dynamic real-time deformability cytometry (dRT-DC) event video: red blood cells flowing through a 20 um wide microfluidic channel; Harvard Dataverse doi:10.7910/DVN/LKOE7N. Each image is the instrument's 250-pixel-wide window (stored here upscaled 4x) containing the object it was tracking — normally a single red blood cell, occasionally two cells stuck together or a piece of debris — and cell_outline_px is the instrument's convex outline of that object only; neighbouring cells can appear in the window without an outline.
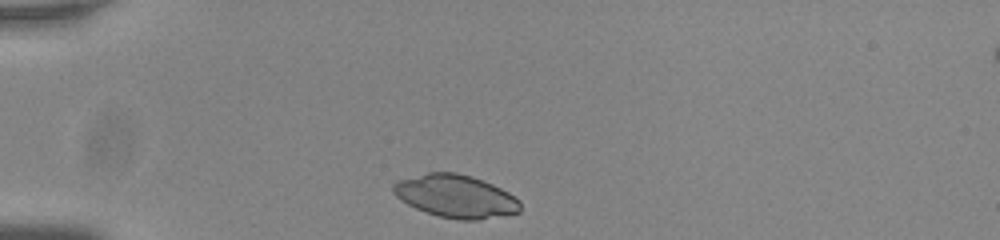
{"species": "common noctule bat (a hibernating species)", "species_latin": "Nyctalus noctula", "temperature_condition": "room temperature", "stored_images_in_passage": 32, "camera_frame_rate_fps": 3000, "um_per_image_px": 0.085, "animal": {"sex": "male", "body_mass_g": 20.0, "forearm_length_mm": 53.3}, "frame": {"image": 1, "passage_image": 1, "time_ms": 0.0, "image_size_px": [1000, 240], "cell_outline_px": [[520, 212], [476, 220], [460, 220], [440, 216], [416, 208], [400, 200], [392, 192], [392, 184], [396, 180], [428, 172], [456, 172], [472, 176], [492, 184], [508, 192], [520, 200]], "centroid_in_image_um": [38.71, 16.66], "position_along_channel_um": 46.3, "area_um2": 31.67}}